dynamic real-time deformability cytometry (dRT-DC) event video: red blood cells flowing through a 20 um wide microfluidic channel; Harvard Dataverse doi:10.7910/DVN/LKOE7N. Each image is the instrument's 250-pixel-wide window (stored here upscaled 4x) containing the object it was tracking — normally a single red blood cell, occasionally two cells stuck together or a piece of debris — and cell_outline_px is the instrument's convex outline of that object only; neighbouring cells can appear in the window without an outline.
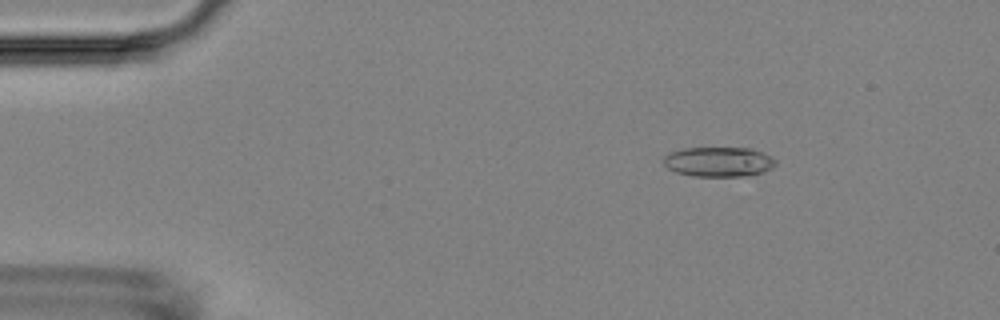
{"species": "Egyptian fruit bat (a non-hibernating species)", "species_latin": "Rousettus aegyptiacus", "temperature_condition": "room temperature", "stored_images_in_passage": 5, "camera_frame_rate_fps": 3000, "um_per_image_px": 0.085, "animal": {"sex": "female"}, "frame": {"image": 1, "passage_image": 3, "time_ms": 2.333, "image_size_px": [1000, 320], "cell_outline_px": [[776, 164], [772, 168], [764, 172], [744, 176], [692, 176], [676, 172], [668, 168], [664, 164], [664, 156], [668, 152], [684, 148], [752, 148], [772, 156], [776, 160]], "centroid_in_image_um": [61.1, 13.75], "position_along_channel_um": 23.9, "area_um2": 19.59}}